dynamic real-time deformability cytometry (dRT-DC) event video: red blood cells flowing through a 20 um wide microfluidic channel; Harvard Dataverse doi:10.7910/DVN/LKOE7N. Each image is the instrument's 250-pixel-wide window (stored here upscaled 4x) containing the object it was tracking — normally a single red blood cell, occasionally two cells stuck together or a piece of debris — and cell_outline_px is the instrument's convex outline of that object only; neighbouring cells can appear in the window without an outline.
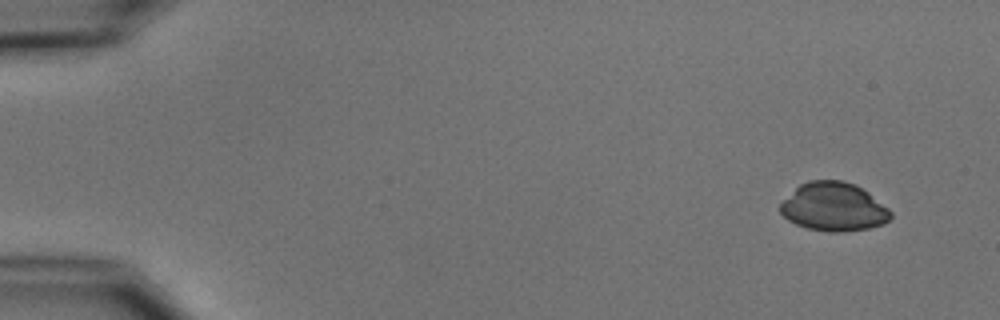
{"species": "common noctule bat (a hibernating species)", "species_latin": "Nyctalus noctula", "temperature_condition": "cold", "stored_images_in_passage": 6, "camera_frame_rate_fps": 3000, "um_per_image_px": 0.085, "animal": {"sex": "male", "body_mass_g": 15.6}, "frame": {"image": 1, "passage_image": 1, "time_ms": 0.0, "image_size_px": [1000, 320], "cell_outline_px": [[892, 216], [884, 224], [868, 228], [844, 232], [828, 232], [808, 228], [796, 224], [788, 220], [780, 212], [780, 204], [800, 184], [808, 180], [844, 180], [856, 184], [868, 192], [888, 208], [892, 212]], "centroid_in_image_um": [70.88, 17.58], "position_along_channel_um": 14.1, "area_um2": 31.27}}
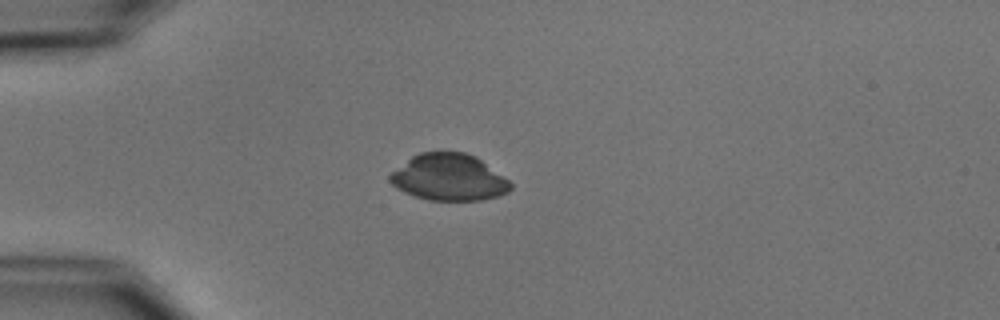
{"frame": {"image": 2, "passage_image": 4, "time_ms": 3.667, "image_size_px": [1000, 320], "cell_outline_px": [[512, 188], [508, 192], [500, 196], [480, 200], [428, 200], [404, 192], [396, 188], [388, 180], [388, 176], [392, 172], [412, 156], [420, 152], [464, 152], [476, 156], [508, 180], [512, 184]], "centroid_in_image_um": [38.16, 15.08], "position_along_channel_um": 46.8, "area_um2": 32.66}}